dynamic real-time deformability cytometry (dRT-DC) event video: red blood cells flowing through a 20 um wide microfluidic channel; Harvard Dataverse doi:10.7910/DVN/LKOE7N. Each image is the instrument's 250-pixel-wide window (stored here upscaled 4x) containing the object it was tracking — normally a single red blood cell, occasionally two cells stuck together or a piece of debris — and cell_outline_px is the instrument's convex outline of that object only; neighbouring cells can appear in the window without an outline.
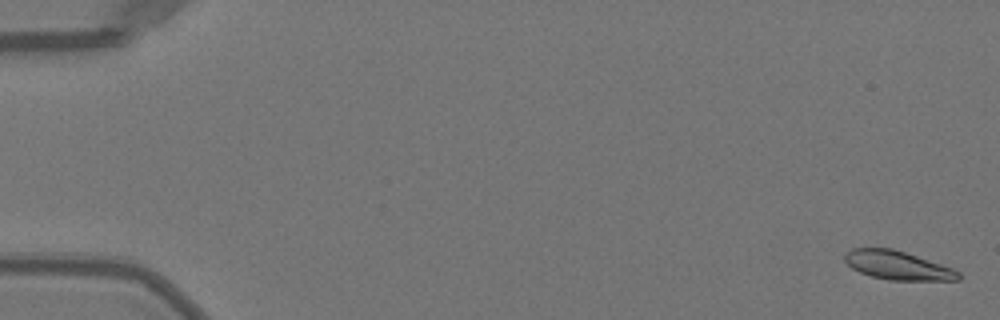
{"species": "Egyptian fruit bat (a non-hibernating species)", "species_latin": "Rousettus aegyptiacus", "temperature_condition": "warm", "stored_images_in_passage": 52, "camera_frame_rate_fps": 3000, "um_per_image_px": 0.085, "animal": {"sex": "female"}, "frame": {"image": 1, "passage_image": 2, "time_ms": 0.333, "image_size_px": [1000, 320], "cell_outline_px": [[960, 280], [888, 280], [872, 276], [860, 272], [852, 268], [844, 260], [844, 252], [852, 248], [892, 248], [952, 268], [960, 272]], "centroid_in_image_um": [76.26, 22.55], "position_along_channel_um": 8.7, "area_um2": 18.84}}
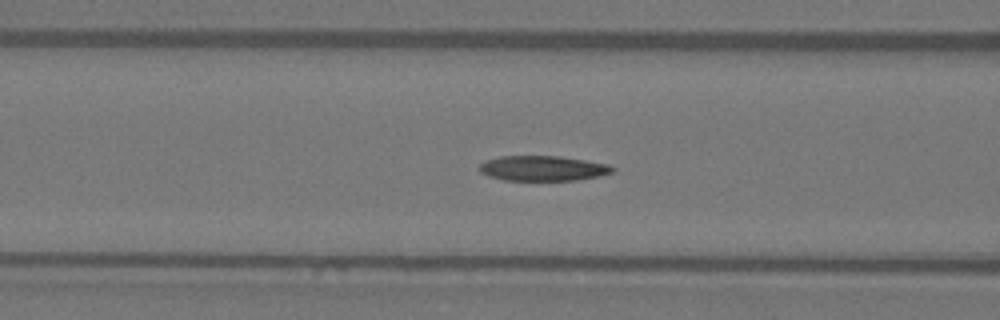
{"frame": {"image": 2, "passage_image": 22, "time_ms": 7.0, "image_size_px": [1000, 320], "cell_outline_px": [[616, 168], [612, 172], [600, 176], [576, 180], [504, 180], [488, 176], [480, 172], [480, 164], [484, 160], [500, 156], [560, 156], [608, 164]], "centroid_in_image_um": [46.13, 14.3], "position_along_channel_um": 120.5, "area_um2": 19.48}}
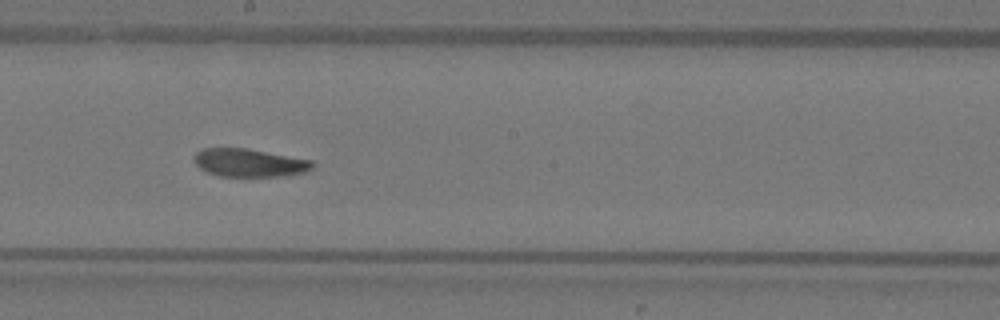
{"frame": {"image": 3, "passage_image": 30, "time_ms": 9.667, "image_size_px": [1000, 320], "cell_outline_px": [[316, 164], [312, 168], [304, 172], [284, 176], [220, 176], [204, 172], [196, 164], [192, 156], [196, 152], [204, 148], [248, 148], [312, 160]], "centroid_in_image_um": [21.18, 13.83], "position_along_channel_um": 227.0, "area_um2": 19.54}, "authors_computed_cell_mechanics": {"area_um2": 19.941, "velocity_mm_per_s": 3.9968, "shape_relaxation_time_tau1_ms": 4.7451, "shape_relaxation_time_tau2_ms": 2.8076, "deformation_change_tau1": 0.175, "deformation_change_tau2": 0.0789}}